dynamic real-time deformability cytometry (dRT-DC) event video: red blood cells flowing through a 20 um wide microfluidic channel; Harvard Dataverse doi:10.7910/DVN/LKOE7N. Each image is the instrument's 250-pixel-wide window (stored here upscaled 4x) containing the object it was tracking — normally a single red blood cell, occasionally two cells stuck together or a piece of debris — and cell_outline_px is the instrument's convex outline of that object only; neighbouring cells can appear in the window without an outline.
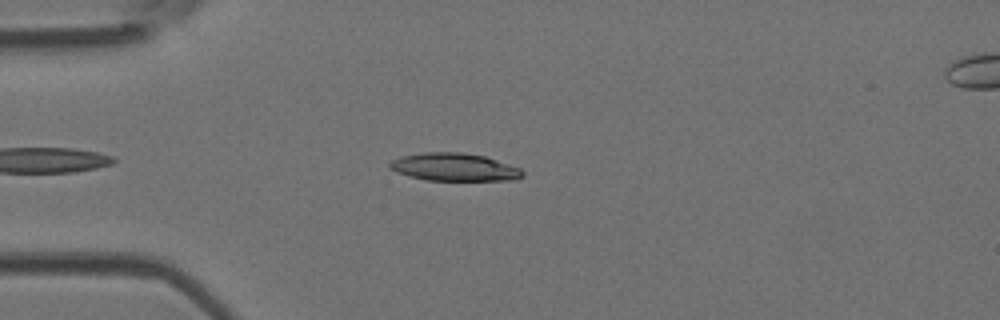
{"species": "Egyptian fruit bat (a non-hibernating species)", "species_latin": "Rousettus aegyptiacus", "temperature_condition": "room temperature", "stored_images_in_passage": 37, "camera_frame_rate_fps": 3000, "um_per_image_px": 0.085, "animal": {"sex": "female"}, "frame": {"image": 1, "passage_image": 4, "time_ms": 1.0, "image_size_px": [1000, 320], "cell_outline_px": [[524, 176], [516, 180], [428, 180], [408, 176], [396, 172], [388, 168], [388, 164], [392, 160], [400, 156], [424, 152], [460, 152], [484, 156], [520, 168], [524, 172]], "centroid_in_image_um": [38.59, 14.2], "position_along_channel_um": 46.4, "area_um2": 21.56}}
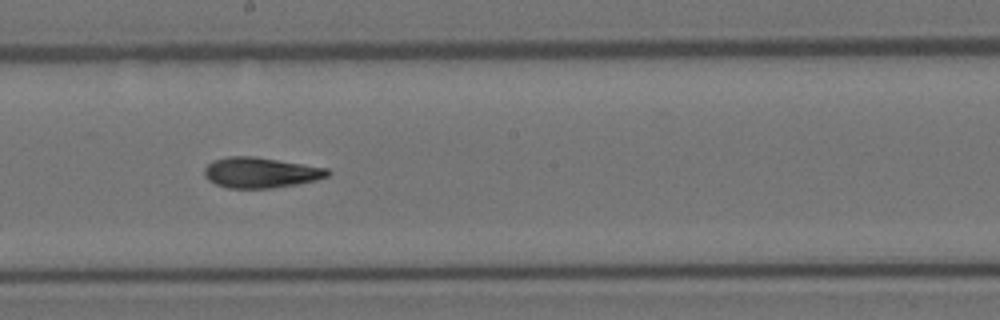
{"frame": {"image": 2, "passage_image": 18, "time_ms": 5.667, "image_size_px": [1000, 320], "cell_outline_px": [[332, 172], [328, 176], [316, 180], [296, 184], [272, 188], [228, 188], [216, 184], [208, 180], [204, 176], [204, 168], [212, 160], [228, 156], [252, 156], [328, 168]], "centroid_in_image_um": [22.13, 14.67], "position_along_channel_um": 226.1, "area_um2": 21.91}}
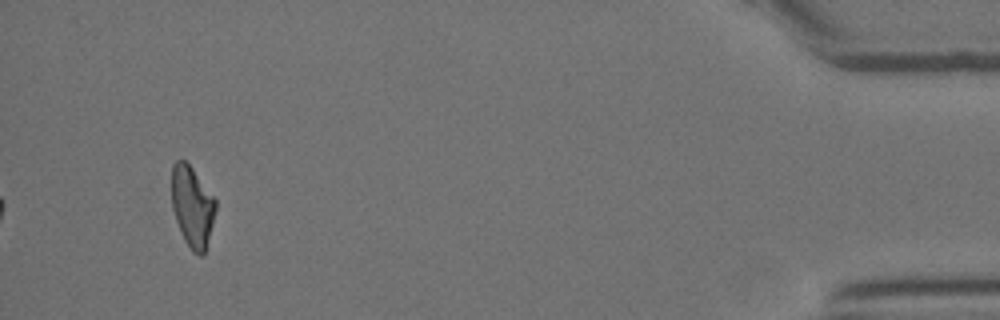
{"frame": {"image": 3, "passage_image": 37, "time_ms": 12.0, "image_size_px": [1000, 320], "cell_outline_px": [[216, 208], [204, 256], [200, 256], [192, 252], [184, 240], [180, 232], [172, 208], [172, 164], [176, 160], [184, 160], [192, 168], [216, 200]], "centroid_in_image_um": [16.33, 17.58], "position_along_channel_um": 418.9, "area_um2": 20.63}, "authors_computed_cell_mechanics": {"area_um2": 21.7328, "velocity_mm_per_s": 4.2098, "shape_relaxation_time_tau1_ms": 10.2441, "shape_relaxation_time_tau2_ms": 2.7933, "deformation_change_tau1": 0.2689, "deformation_change_tau2": 0.113}}